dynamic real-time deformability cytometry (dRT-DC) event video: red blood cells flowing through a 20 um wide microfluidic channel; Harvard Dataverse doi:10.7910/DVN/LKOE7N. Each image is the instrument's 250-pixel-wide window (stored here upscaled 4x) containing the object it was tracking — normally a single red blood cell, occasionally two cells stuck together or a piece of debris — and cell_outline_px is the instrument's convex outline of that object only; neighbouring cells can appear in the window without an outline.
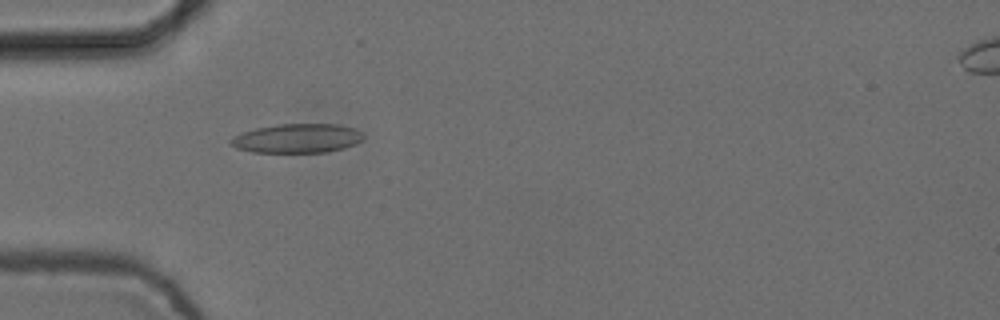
{"species": "common noctule bat (a hibernating species)", "species_latin": "Nyctalus noctula", "temperature_condition": "cold", "stored_images_in_passage": 5, "camera_frame_rate_fps": 3000, "um_per_image_px": 0.085, "animal": {"sex": "female", "body_mass_g": 24.6, "forearm_length_mm": 56.2}, "frame": {"image": 1, "passage_image": 4, "time_ms": 1.0, "image_size_px": [1000, 320], "cell_outline_px": [[364, 140], [356, 144], [344, 148], [328, 152], [252, 152], [236, 148], [228, 144], [228, 140], [232, 136], [256, 128], [276, 124], [340, 124], [356, 128], [364, 136]], "centroid_in_image_um": [25.27, 11.76], "position_along_channel_um": 59.7, "area_um2": 22.83}}
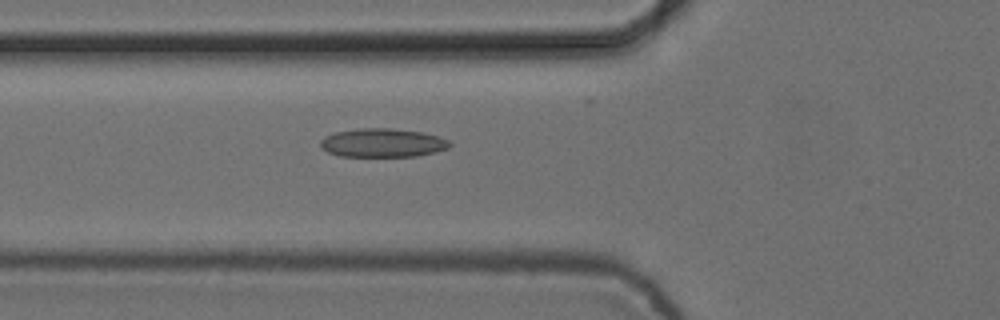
{"frame": {"image": 2, "passage_image": 5, "time_ms": 1.333, "image_size_px": [1000, 320], "cell_outline_px": [[452, 144], [448, 148], [436, 152], [416, 156], [340, 156], [328, 152], [320, 144], [320, 140], [336, 132], [360, 128], [392, 128], [424, 132], [448, 140]], "centroid_in_image_um": [32.56, 12.14], "position_along_channel_um": 93.2, "area_um2": 21.44}}